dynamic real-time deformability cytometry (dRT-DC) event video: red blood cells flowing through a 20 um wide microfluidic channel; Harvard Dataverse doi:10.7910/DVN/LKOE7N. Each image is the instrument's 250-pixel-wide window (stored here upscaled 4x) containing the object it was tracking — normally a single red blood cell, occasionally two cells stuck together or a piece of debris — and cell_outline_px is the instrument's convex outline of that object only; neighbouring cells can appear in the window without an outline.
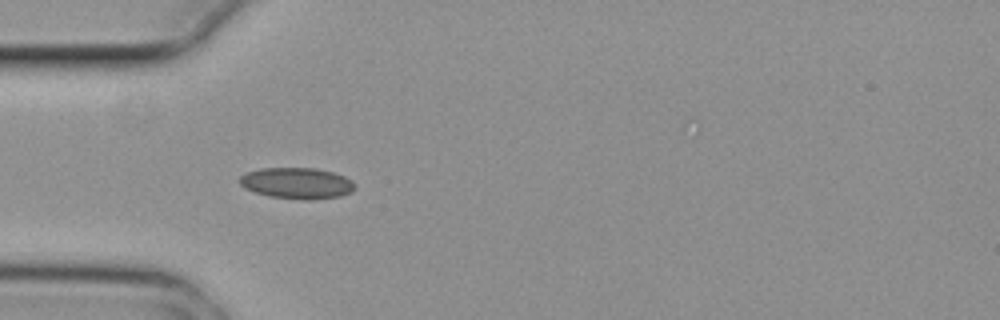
{"species": "common noctule bat (a hibernating species)", "species_latin": "Nyctalus noctula", "temperature_condition": "cold", "stored_images_in_passage": 1, "camera_frame_rate_fps": 3000, "um_per_image_px": 0.085, "animal": {"sex": "female", "body_mass_g": 29.2, "forearm_length_mm": 56.3}, "frame": {"image": 1, "passage_image": 1, "time_ms": 0.0, "image_size_px": [1000, 320], "cell_outline_px": [[356, 188], [352, 192], [340, 196], [308, 200], [304, 200], [268, 196], [244, 188], [240, 184], [240, 176], [248, 172], [260, 168], [316, 168], [332, 172], [344, 176], [352, 180], [356, 184]], "centroid_in_image_um": [25.27, 15.57], "position_along_channel_um": 59.7, "area_um2": 20.98}}